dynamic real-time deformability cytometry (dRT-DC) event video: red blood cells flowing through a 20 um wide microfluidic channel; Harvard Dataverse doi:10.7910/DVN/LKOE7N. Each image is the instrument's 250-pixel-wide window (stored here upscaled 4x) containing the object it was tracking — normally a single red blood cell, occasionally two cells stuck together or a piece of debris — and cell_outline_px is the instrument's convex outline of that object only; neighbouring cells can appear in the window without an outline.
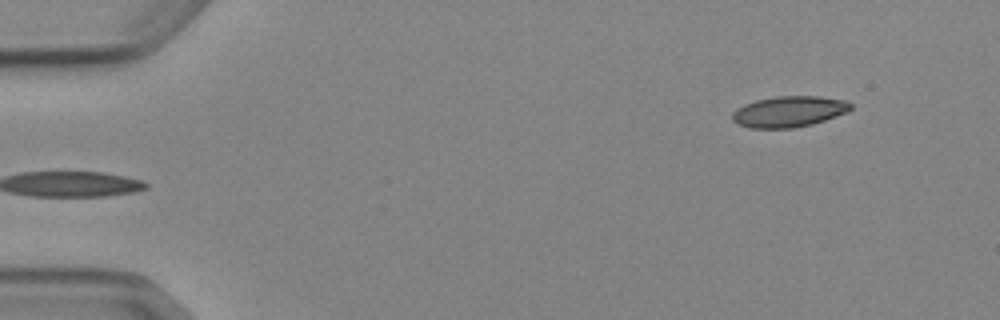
{"species": "Egyptian fruit bat (a non-hibernating species)", "species_latin": "Rousettus aegyptiacus", "temperature_condition": "cold", "stored_images_in_passage": 6, "segment_of_instrument_passage": [2, 2], "camera_frame_rate_fps": 3000, "um_per_image_px": 0.085, "animal": {"sex": "female"}, "frame": {"image": 1, "passage_image": 6, "time_ms": 6.0, "image_size_px": [1000, 320], "cell_outline_px": [[852, 108], [848, 112], [812, 124], [792, 128], [748, 128], [736, 124], [732, 120], [732, 112], [736, 108], [744, 104], [756, 100], [776, 96], [820, 96], [844, 100], [852, 104]], "centroid_in_image_um": [67.03, 9.48], "position_along_channel_um": 18.0, "area_um2": 21.5}}